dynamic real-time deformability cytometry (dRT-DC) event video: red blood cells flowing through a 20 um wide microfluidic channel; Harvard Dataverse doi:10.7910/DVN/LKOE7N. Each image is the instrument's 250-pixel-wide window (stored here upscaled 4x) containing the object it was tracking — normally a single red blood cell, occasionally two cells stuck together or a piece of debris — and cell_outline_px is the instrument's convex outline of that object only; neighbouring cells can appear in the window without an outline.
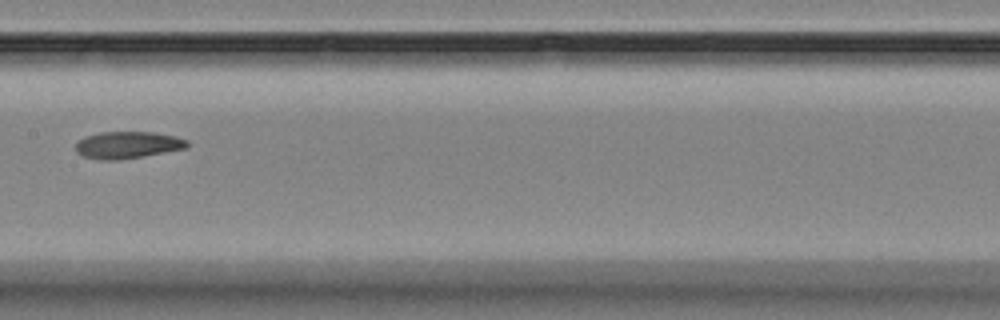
{"species": "Egyptian fruit bat (a non-hibernating species)", "species_latin": "Rousettus aegyptiacus", "temperature_condition": "room temperature", "stored_images_in_passage": 4, "camera_frame_rate_fps": 3000, "um_per_image_px": 0.085, "animal": {"sex": "female"}, "frame": {"image": 1, "passage_image": 4, "time_ms": 3.333, "image_size_px": [1000, 320], "cell_outline_px": [[188, 148], [144, 156], [120, 160], [100, 160], [84, 156], [76, 152], [76, 140], [84, 136], [100, 132], [152, 132], [176, 136], [188, 140]], "centroid_in_image_um": [10.84, 12.32], "position_along_channel_um": 196.6, "area_um2": 17.74}}